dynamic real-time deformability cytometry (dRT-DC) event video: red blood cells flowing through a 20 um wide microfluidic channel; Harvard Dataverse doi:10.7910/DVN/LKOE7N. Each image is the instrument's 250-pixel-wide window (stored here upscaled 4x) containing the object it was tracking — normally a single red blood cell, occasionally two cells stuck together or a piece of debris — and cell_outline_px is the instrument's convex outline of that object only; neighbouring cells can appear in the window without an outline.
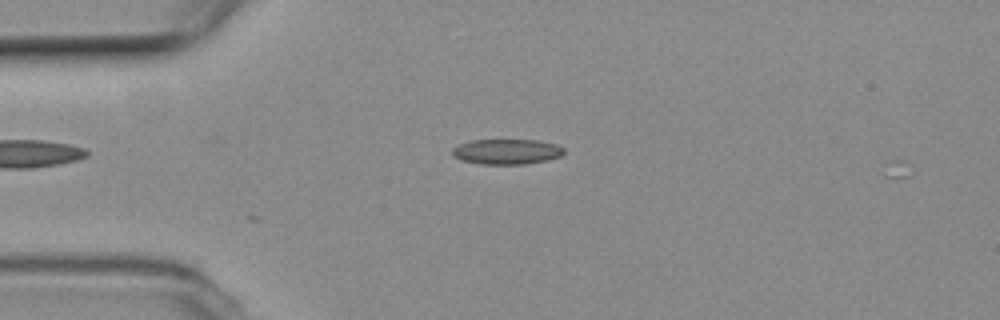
{"species": "common noctule bat (a hibernating species)", "species_latin": "Nyctalus noctula", "temperature_condition": "room temperature", "stored_images_in_passage": 2, "camera_frame_rate_fps": 3000, "um_per_image_px": 0.085, "animal": {"sex": "female", "body_mass_g": 19.3, "forearm_length_mm": 54.1}, "frame": {"image": 1, "passage_image": 1, "time_ms": 0.0, "image_size_px": [1000, 320], "cell_outline_px": [[564, 152], [560, 156], [548, 160], [524, 164], [480, 164], [460, 160], [452, 156], [452, 148], [460, 144], [472, 140], [536, 140], [556, 144], [564, 148]], "centroid_in_image_um": [43.05, 12.89], "position_along_channel_um": 42.0, "area_um2": 16.47}}